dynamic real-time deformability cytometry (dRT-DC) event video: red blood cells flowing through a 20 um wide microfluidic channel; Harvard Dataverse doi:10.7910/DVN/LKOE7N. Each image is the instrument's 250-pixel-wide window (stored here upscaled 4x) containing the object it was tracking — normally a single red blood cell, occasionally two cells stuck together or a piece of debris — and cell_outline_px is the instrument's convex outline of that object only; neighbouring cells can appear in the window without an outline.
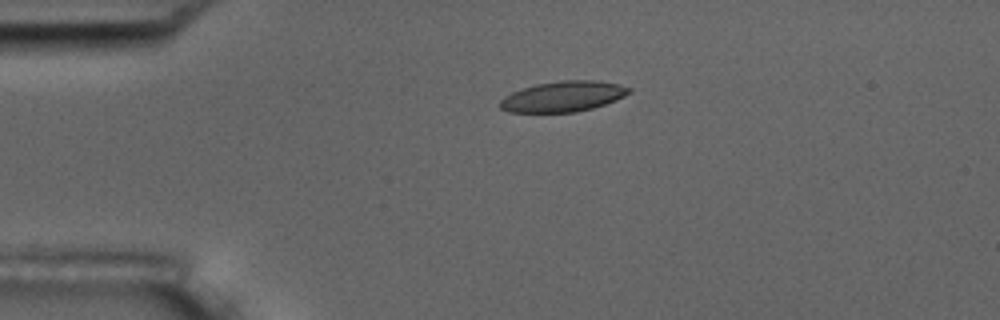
{"species": "common noctule bat (a hibernating species)", "species_latin": "Nyctalus noctula", "temperature_condition": "room temperature", "stored_images_in_passage": 5, "camera_frame_rate_fps": 3000, "um_per_image_px": 0.085, "animal": {"sex": "male", "body_mass_g": 17.5, "forearm_length_mm": 52.3}, "frame": {"image": 1, "passage_image": 4, "time_ms": 3.333, "image_size_px": [1000, 320], "cell_outline_px": [[632, 92], [616, 100], [592, 108], [576, 112], [508, 112], [500, 108], [500, 100], [504, 96], [512, 92], [536, 84], [560, 80], [596, 80], [620, 84], [632, 88]], "centroid_in_image_um": [47.89, 8.19], "position_along_channel_um": 37.1, "area_um2": 23.0}}